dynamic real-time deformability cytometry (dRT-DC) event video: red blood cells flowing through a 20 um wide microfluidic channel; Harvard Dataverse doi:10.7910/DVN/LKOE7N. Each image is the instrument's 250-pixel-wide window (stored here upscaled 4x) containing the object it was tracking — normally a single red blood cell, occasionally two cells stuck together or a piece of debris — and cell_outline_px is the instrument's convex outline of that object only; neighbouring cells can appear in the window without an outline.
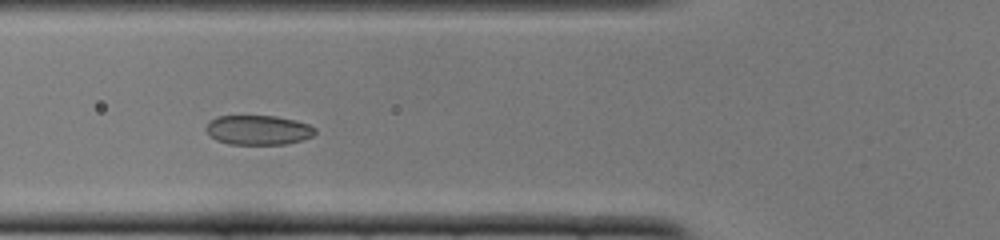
{"species": "common noctule bat (a hibernating species)", "species_latin": "Nyctalus noctula", "temperature_condition": "cold", "stored_images_in_passage": 46, "camera_frame_rate_fps": 3000, "um_per_image_px": 0.085, "animal": {"sex": "female", "body_mass_g": 22.0, "forearm_length_mm": 56.7}, "frame": {"image": 1, "passage_image": 14, "time_ms": 4.333, "image_size_px": [1000, 240], "cell_outline_px": [[316, 132], [312, 136], [288, 144], [228, 144], [216, 140], [208, 136], [204, 128], [208, 120], [216, 116], [276, 116], [296, 120], [308, 124], [316, 128]], "centroid_in_image_um": [21.89, 11.05], "position_along_channel_um": 103.9, "area_um2": 19.07}}
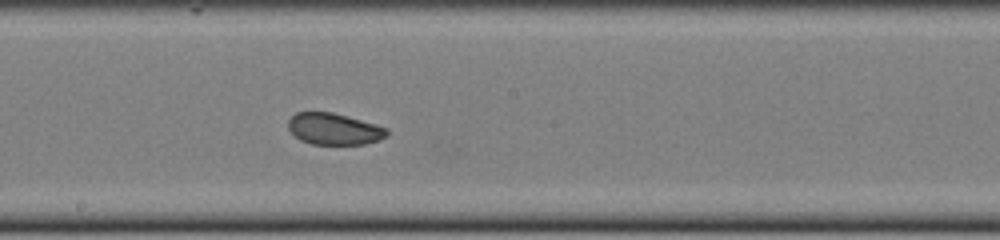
{"frame": {"image": 2, "passage_image": 23, "time_ms": 7.333, "image_size_px": [1000, 240], "cell_outline_px": [[388, 136], [380, 140], [364, 144], [312, 144], [300, 140], [288, 128], [288, 120], [296, 112], [332, 112], [376, 124], [388, 128]], "centroid_in_image_um": [28.42, 10.96], "position_along_channel_um": 219.8, "area_um2": 18.15}}
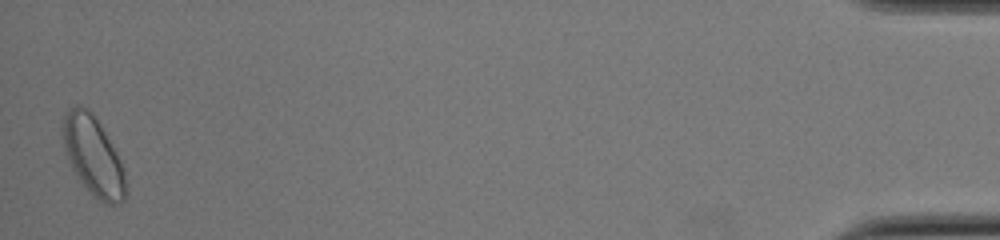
{"frame": {"image": 3, "passage_image": 46, "time_ms": 15.0, "image_size_px": [1000, 240], "cell_outline_px": [[124, 200], [120, 204], [104, 204], [80, 180], [72, 168], [64, 152], [60, 128], [64, 116], [68, 108], [76, 104], [80, 104], [88, 108], [92, 112], [116, 152], [120, 160], [124, 172]], "centroid_in_image_um": [7.86, 13.18], "position_along_channel_um": 427.3, "area_um2": 28.67}, "authors_computed_cell_mechanics": {"area_um2": 19.7965, "velocity_mm_per_s": 3.878, "shape_relaxation_time_tau1_ms": 2.4964, "shape_relaxation_time_tau2_ms": 2.4063, "deformation_change_tau1": 0.0664, "deformation_change_tau2": 0.0651}}